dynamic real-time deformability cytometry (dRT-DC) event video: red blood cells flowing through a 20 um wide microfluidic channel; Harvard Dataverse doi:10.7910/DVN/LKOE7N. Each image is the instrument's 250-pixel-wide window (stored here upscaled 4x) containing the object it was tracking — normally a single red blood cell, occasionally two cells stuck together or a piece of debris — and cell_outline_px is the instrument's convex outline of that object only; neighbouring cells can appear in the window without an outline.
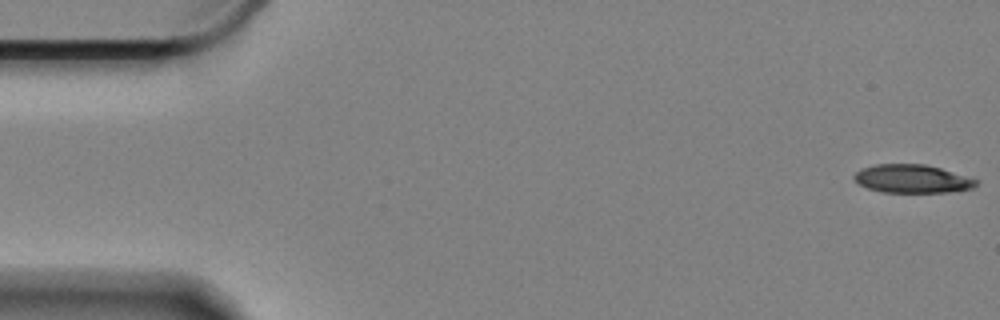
{"species": "Egyptian fruit bat (a non-hibernating species)", "species_latin": "Rousettus aegyptiacus", "temperature_condition": "cold", "stored_images_in_passage": 16, "camera_frame_rate_fps": 3000, "um_per_image_px": 0.085, "animal": {"sex": "female"}, "frame": {"image": 1, "passage_image": 1, "time_ms": 0.0, "image_size_px": [1000, 320], "cell_outline_px": [[980, 180], [972, 188], [948, 192], [884, 192], [868, 188], [860, 184], [852, 176], [860, 168], [876, 164], [924, 164], [940, 168]], "centroid_in_image_um": [77.53, 15.19], "position_along_channel_um": 7.5, "area_um2": 20.0}}
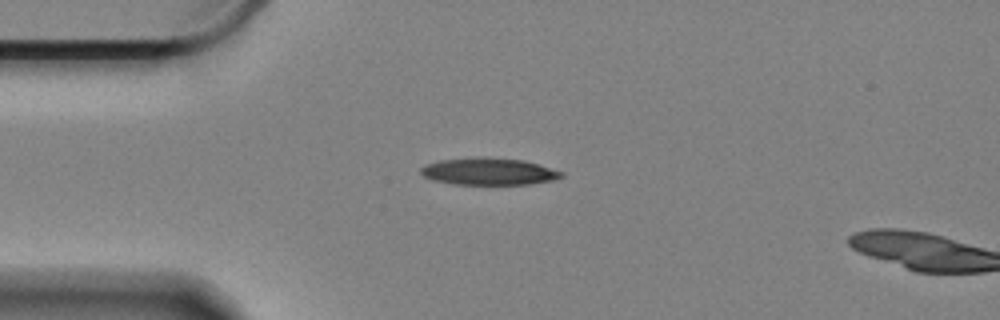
{"frame": {"image": 2, "passage_image": 14, "time_ms": 4.333, "image_size_px": [1000, 320], "cell_outline_px": [[564, 176], [552, 180], [528, 184], [456, 184], [436, 180], [424, 176], [420, 172], [420, 168], [424, 164], [440, 160], [480, 156], [484, 156], [524, 160], [564, 172]], "centroid_in_image_um": [41.54, 14.55], "position_along_channel_um": 43.5, "area_um2": 22.14}}